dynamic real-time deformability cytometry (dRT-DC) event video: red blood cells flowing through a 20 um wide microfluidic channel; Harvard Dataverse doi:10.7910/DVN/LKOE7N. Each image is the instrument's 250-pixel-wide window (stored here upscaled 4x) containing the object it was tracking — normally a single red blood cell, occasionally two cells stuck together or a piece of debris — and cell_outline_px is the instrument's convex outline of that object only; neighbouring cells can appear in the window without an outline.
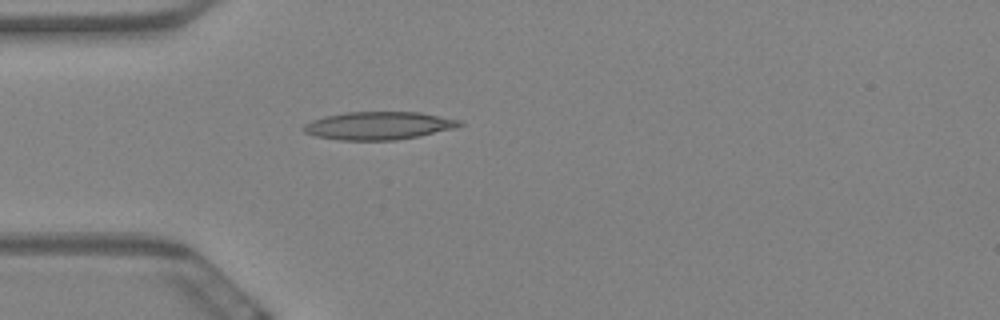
{"species": "Egyptian fruit bat (a non-hibernating species)", "species_latin": "Rousettus aegyptiacus", "temperature_condition": "warm", "stored_images_in_passage": 43, "camera_frame_rate_fps": 3000, "um_per_image_px": 0.085, "animal": {"sex": "female"}, "frame": {"image": 1, "passage_image": 1, "time_ms": 0.0, "image_size_px": [1000, 320], "cell_outline_px": [[464, 124], [456, 128], [396, 140], [340, 140], [316, 136], [304, 132], [300, 128], [304, 124], [312, 120], [324, 116], [344, 112], [420, 112], [460, 120]], "centroid_in_image_um": [32.15, 10.67], "position_along_channel_um": 52.9, "area_um2": 25.37}}
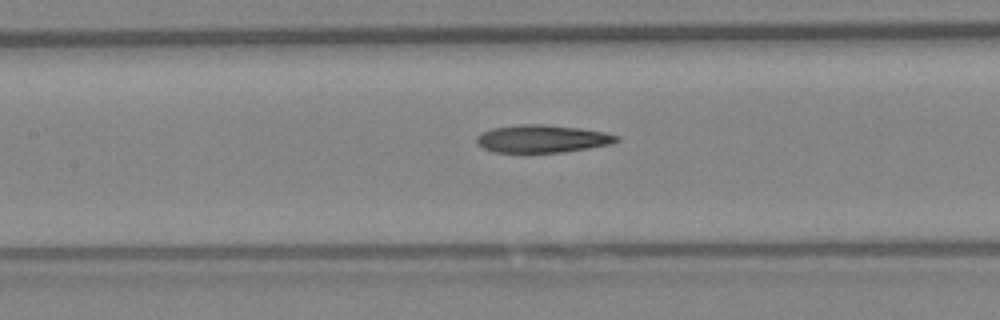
{"frame": {"image": 2, "passage_image": 11, "time_ms": 3.333, "image_size_px": [1000, 320], "cell_outline_px": [[620, 140], [612, 144], [564, 152], [492, 152], [484, 148], [476, 140], [476, 136], [492, 128], [516, 124], [544, 124], [580, 128], [604, 132], [620, 136]], "centroid_in_image_um": [46.12, 11.79], "position_along_channel_um": 161.3, "area_um2": 22.6}}
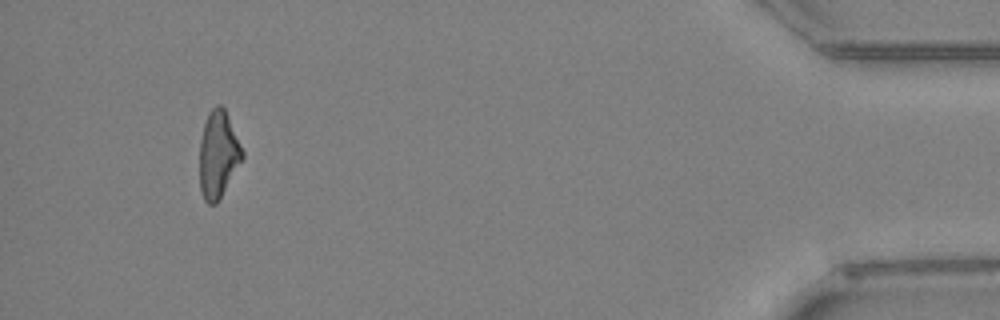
{"frame": {"image": 3, "passage_image": 39, "time_ms": 12.667, "image_size_px": [1000, 320], "cell_outline_px": [[244, 156], [220, 200], [216, 204], [208, 204], [204, 200], [200, 188], [200, 140], [204, 124], [208, 112], [216, 104], [220, 104], [224, 108], [244, 152]], "centroid_in_image_um": [18.54, 13.15], "position_along_channel_um": 416.7, "area_um2": 21.62}, "authors_computed_cell_mechanics": {"area_um2": 22.4264, "velocity_mm_per_s": 3.4969, "shape_relaxation_time_tau1_ms": null, "shape_relaxation_time_tau2_ms": 4.9279, "deformation_change_tau1": null, "deformation_change_tau2": 0.1775}}